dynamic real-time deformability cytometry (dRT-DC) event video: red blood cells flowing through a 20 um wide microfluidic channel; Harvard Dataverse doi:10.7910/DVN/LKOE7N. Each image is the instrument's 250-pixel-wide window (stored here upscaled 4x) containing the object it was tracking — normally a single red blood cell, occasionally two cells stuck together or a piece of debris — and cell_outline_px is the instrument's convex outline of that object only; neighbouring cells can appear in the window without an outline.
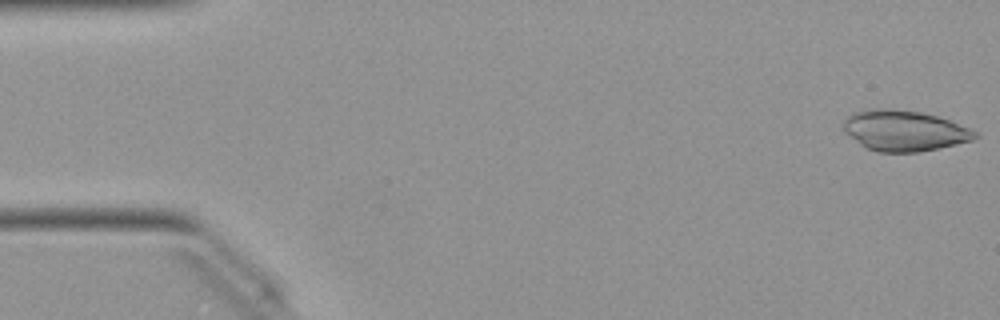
{"species": "Egyptian fruit bat (a non-hibernating species)", "species_latin": "Rousettus aegyptiacus", "temperature_condition": "warm", "stored_images_in_passage": 49, "camera_frame_rate_fps": 3000, "um_per_image_px": 0.085, "animal": {"sex": "female"}, "frame": {"image": 1, "passage_image": 1, "time_ms": 0.0, "image_size_px": [1000, 320], "cell_outline_px": [[980, 136], [972, 140], [940, 148], [920, 152], [876, 152], [860, 144], [844, 132], [844, 120], [852, 112], [872, 108], [892, 108], [920, 112], [936, 116], [972, 128], [980, 132]], "centroid_in_image_um": [76.89, 11.1], "position_along_channel_um": 8.1, "area_um2": 31.44}}
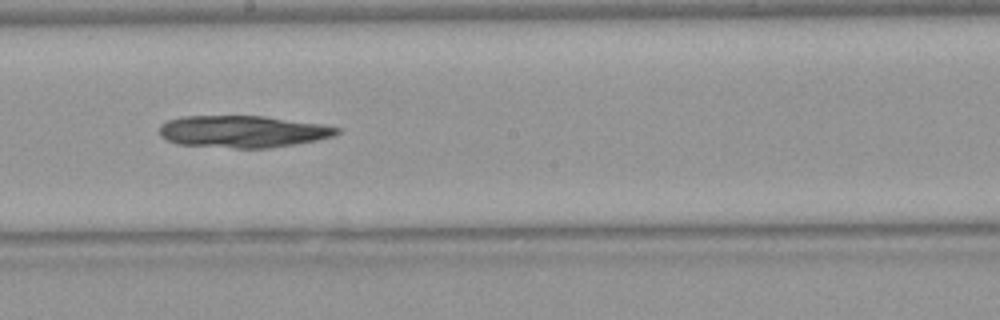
{"frame": {"image": 2, "passage_image": 27, "time_ms": 8.667, "image_size_px": [1000, 320], "cell_outline_px": [[340, 132], [332, 136], [316, 140], [296, 144], [268, 148], [236, 148], [176, 144], [160, 136], [160, 124], [168, 120], [180, 116], [264, 116], [320, 124], [340, 128]], "centroid_in_image_um": [20.6, 11.18], "position_along_channel_um": 227.6, "area_um2": 33.0}}
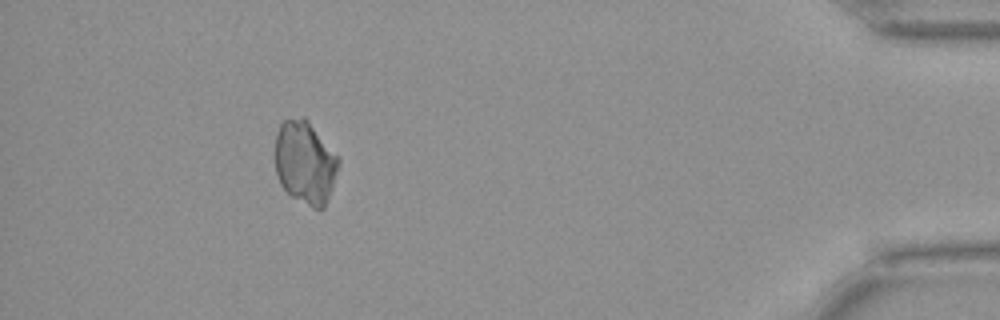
{"frame": {"image": 3, "passage_image": 45, "time_ms": 14.667, "image_size_px": [1000, 320], "cell_outline_px": [[340, 168], [324, 208], [312, 208], [292, 196], [280, 184], [276, 176], [276, 132], [280, 124], [284, 120], [300, 116], [304, 116], [308, 120], [340, 156]], "centroid_in_image_um": [25.97, 13.78], "position_along_channel_um": 409.2, "area_um2": 31.1}}